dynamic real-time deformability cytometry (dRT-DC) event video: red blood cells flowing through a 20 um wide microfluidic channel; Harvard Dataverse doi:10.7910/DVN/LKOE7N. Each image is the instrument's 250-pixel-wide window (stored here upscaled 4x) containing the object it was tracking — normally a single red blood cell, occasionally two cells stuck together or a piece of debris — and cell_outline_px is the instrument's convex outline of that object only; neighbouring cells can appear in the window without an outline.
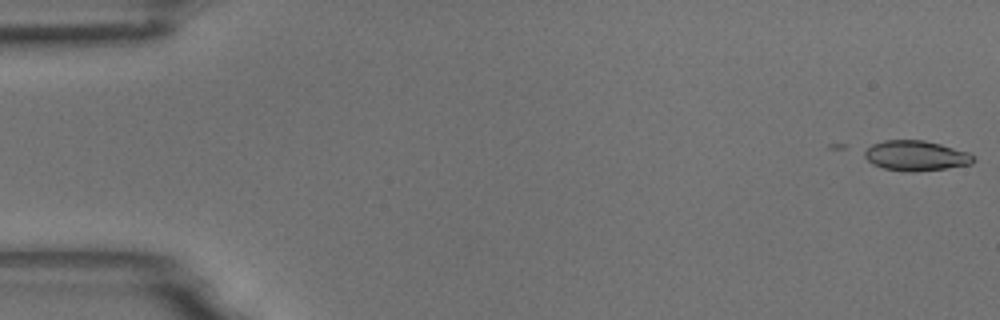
{"species": "common noctule bat (a hibernating species)", "species_latin": "Nyctalus noctula", "temperature_condition": "room temperature", "stored_images_in_passage": 9, "camera_frame_rate_fps": 3000, "um_per_image_px": 0.085, "animal": {"sex": "male", "body_mass_g": 18.8}, "frame": {"image": 1, "passage_image": 1, "time_ms": 0.0, "image_size_px": [1000, 320], "cell_outline_px": [[976, 160], [972, 164], [944, 168], [912, 172], [908, 172], [884, 168], [872, 164], [864, 156], [864, 152], [872, 144], [884, 140], [924, 140], [940, 144], [968, 152]], "centroid_in_image_um": [77.84, 13.23], "position_along_channel_um": 7.2, "area_um2": 18.96}}
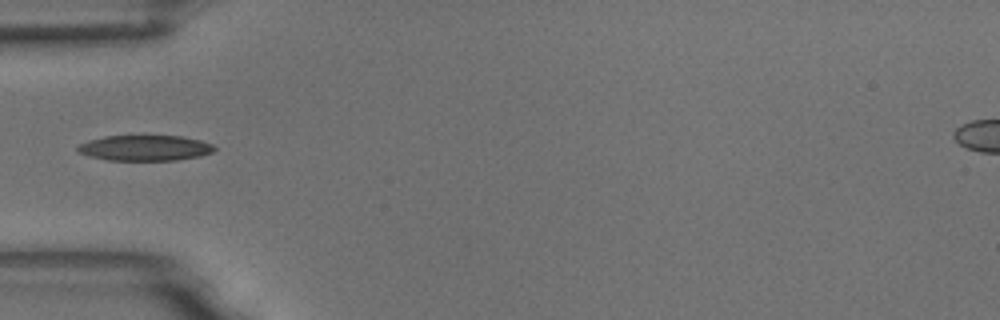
{"frame": {"image": 2, "passage_image": 6, "time_ms": 1.667, "image_size_px": [1000, 320], "cell_outline_px": [[216, 148], [212, 152], [200, 156], [176, 160], [108, 160], [88, 156], [80, 152], [76, 148], [80, 144], [88, 140], [104, 136], [180, 136], [200, 140], [212, 144]], "centroid_in_image_um": [12.32, 12.57], "position_along_channel_um": 72.7, "area_um2": 20.23}}